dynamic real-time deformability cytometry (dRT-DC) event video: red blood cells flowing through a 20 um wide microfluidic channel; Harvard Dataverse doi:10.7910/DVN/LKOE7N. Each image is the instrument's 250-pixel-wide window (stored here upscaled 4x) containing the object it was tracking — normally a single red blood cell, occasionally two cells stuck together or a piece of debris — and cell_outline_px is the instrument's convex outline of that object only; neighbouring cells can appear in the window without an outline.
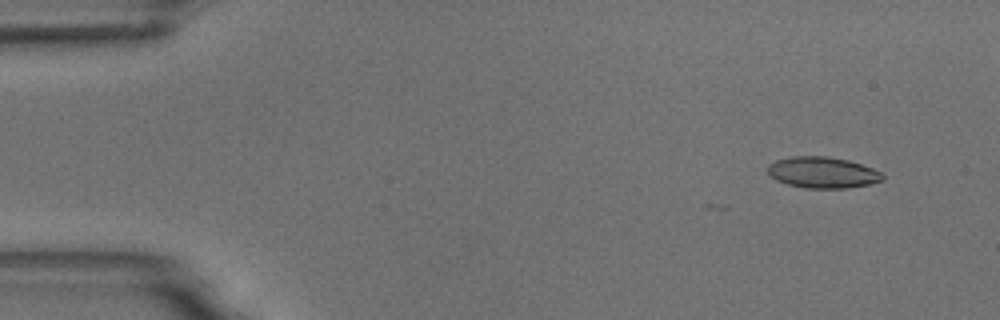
{"species": "common noctule bat (a hibernating species)", "species_latin": "Nyctalus noctula", "temperature_condition": "room temperature", "stored_images_in_passage": 4, "camera_frame_rate_fps": 3000, "um_per_image_px": 0.085, "animal": {"sex": "male", "body_mass_g": 18.8}, "frame": {"image": 1, "passage_image": 1, "time_ms": 0.0, "image_size_px": [1000, 320], "cell_outline_px": [[884, 180], [872, 184], [848, 188], [804, 188], [788, 184], [776, 180], [768, 176], [768, 164], [776, 160], [792, 156], [828, 156], [848, 160], [872, 168], [880, 172], [884, 176]], "centroid_in_image_um": [69.91, 14.66], "position_along_channel_um": 15.1, "area_um2": 21.04}}